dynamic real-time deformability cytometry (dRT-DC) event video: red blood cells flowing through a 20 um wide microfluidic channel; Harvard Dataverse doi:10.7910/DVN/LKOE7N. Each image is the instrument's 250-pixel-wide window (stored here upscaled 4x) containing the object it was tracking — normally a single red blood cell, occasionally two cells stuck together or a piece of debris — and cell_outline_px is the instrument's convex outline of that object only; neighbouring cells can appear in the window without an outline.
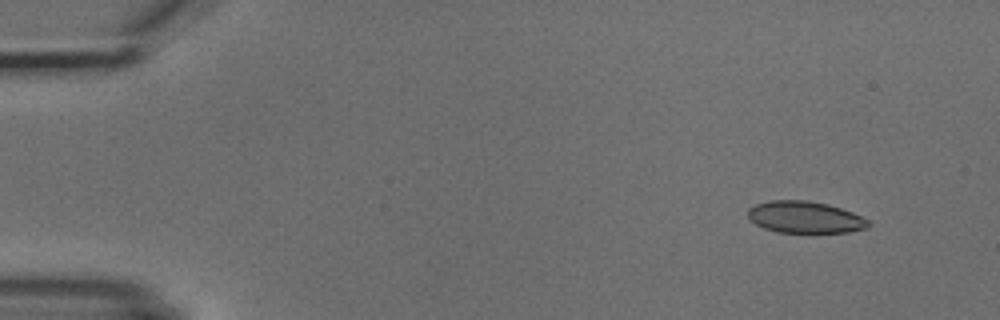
{"species": "common noctule bat (a hibernating species)", "species_latin": "Nyctalus noctula", "temperature_condition": "cold", "stored_images_in_passage": 5, "camera_frame_rate_fps": 3000, "um_per_image_px": 0.085, "animal": {"sex": "male", "body_mass_g": 18.8}, "frame": {"image": 1, "passage_image": 2, "time_ms": 1.333, "image_size_px": [1000, 320], "cell_outline_px": [[872, 224], [868, 228], [848, 232], [776, 232], [764, 228], [756, 224], [748, 216], [748, 208], [756, 204], [772, 200], [808, 200], [828, 204], [852, 212], [868, 220]], "centroid_in_image_um": [68.44, 18.46], "position_along_channel_um": 16.6, "area_um2": 22.25}}
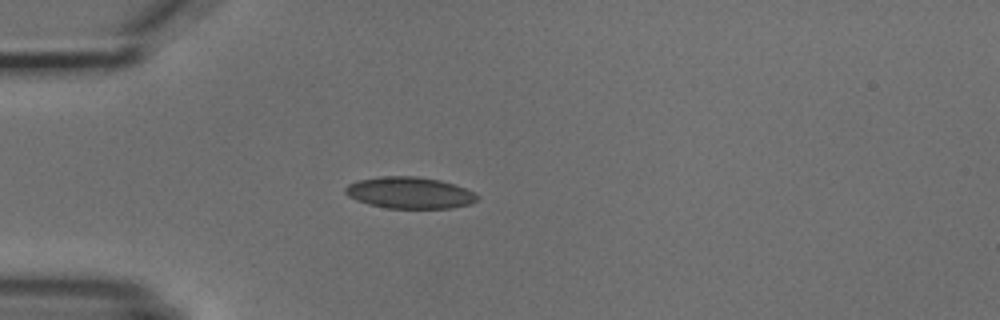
{"frame": {"image": 2, "passage_image": 5, "time_ms": 4.667, "image_size_px": [1000, 320], "cell_outline_px": [[480, 196], [472, 204], [452, 208], [388, 208], [368, 204], [356, 200], [348, 196], [344, 192], [344, 188], [348, 184], [356, 180], [384, 176], [416, 176], [440, 180], [476, 192]], "centroid_in_image_um": [34.82, 16.39], "position_along_channel_um": 50.2, "area_um2": 24.39}}